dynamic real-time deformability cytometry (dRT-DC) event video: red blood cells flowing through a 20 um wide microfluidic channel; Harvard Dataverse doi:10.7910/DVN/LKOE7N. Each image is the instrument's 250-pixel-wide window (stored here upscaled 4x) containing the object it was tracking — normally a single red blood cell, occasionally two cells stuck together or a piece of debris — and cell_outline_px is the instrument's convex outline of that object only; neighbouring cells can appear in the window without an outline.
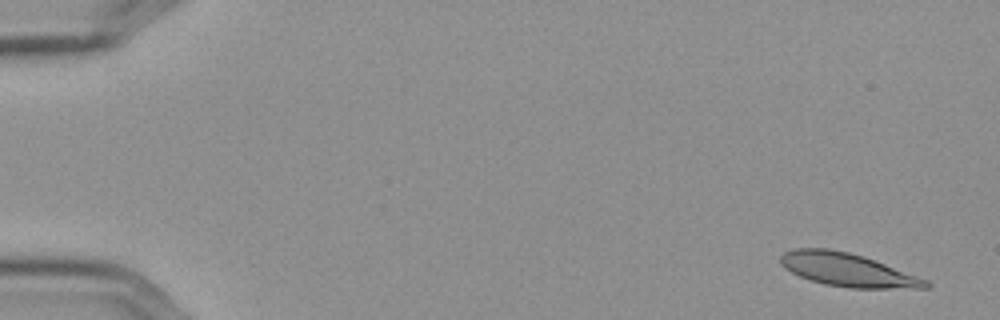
{"species": "Egyptian fruit bat (a non-hibernating species)", "species_latin": "Rousettus aegyptiacus", "temperature_condition": "cold", "stored_images_in_passage": 5, "camera_frame_rate_fps": 3000, "um_per_image_px": 0.085, "frame": {"image": 1, "passage_image": 1, "time_ms": 0.0, "image_size_px": [1000, 320], "cell_outline_px": [[932, 284], [928, 288], [852, 288], [824, 284], [808, 280], [784, 268], [780, 264], [780, 256], [784, 252], [796, 248], [828, 248], [848, 252], [864, 256], [928, 280]], "centroid_in_image_um": [72.02, 22.93], "position_along_channel_um": 13.0, "area_um2": 28.15}}
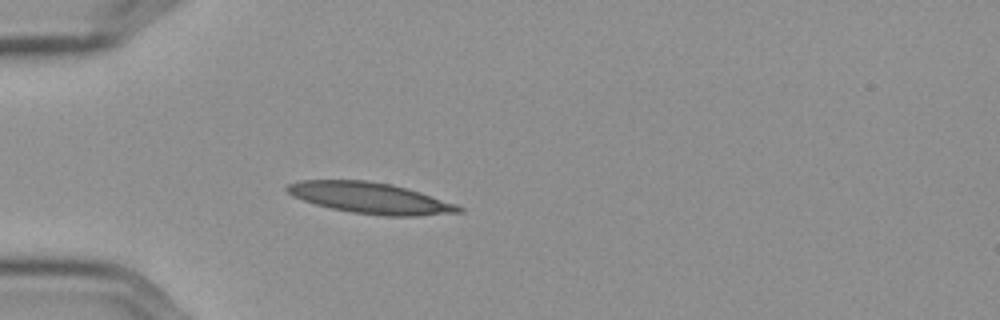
{"frame": {"image": 2, "passage_image": 5, "time_ms": 1.333, "image_size_px": [1000, 320], "cell_outline_px": [[464, 212], [416, 216], [384, 216], [352, 212], [332, 208], [316, 204], [292, 196], [284, 188], [288, 184], [300, 180], [368, 180], [392, 184], [420, 192], [456, 204], [464, 208]], "centroid_in_image_um": [31.49, 16.83], "position_along_channel_um": 53.5, "area_um2": 30.98}}